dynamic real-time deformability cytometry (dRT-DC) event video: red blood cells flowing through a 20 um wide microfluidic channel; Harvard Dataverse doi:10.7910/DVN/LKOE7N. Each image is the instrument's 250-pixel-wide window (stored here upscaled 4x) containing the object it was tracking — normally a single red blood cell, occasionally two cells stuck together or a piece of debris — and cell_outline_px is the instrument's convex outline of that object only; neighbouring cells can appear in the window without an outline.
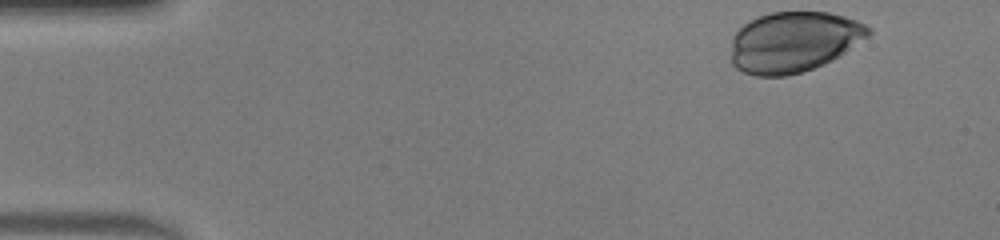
{"species": "human", "species_latin": "Homo sapiens", "temperature_condition": "warm", "stored_images_in_passage": 37, "camera_frame_rate_fps": 3000, "um_per_image_px": 0.085, "donor": {"sex": "male"}, "frame": {"image": 1, "passage_image": 1, "time_ms": 0.0, "image_size_px": [1000, 240], "cell_outline_px": [[872, 32], [868, 36], [840, 56], [824, 64], [800, 72], [784, 76], [756, 76], [744, 72], [736, 68], [732, 64], [732, 36], [744, 24], [756, 16], [772, 12], [828, 12], [844, 16], [856, 20], [872, 28]], "centroid_in_image_um": [67.47, 3.55], "position_along_channel_um": 17.5, "area_um2": 48.55}}
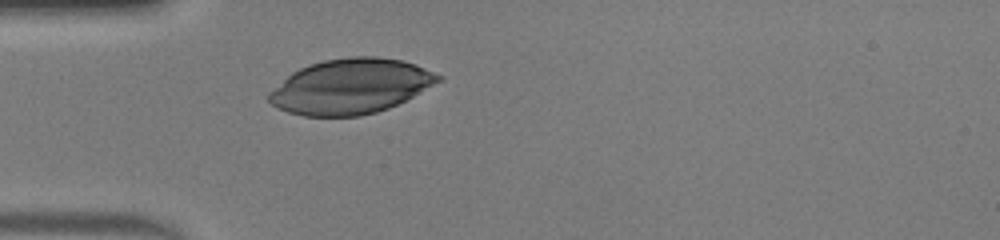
{"frame": {"image": 2, "passage_image": 11, "time_ms": 3.333, "image_size_px": [1000, 240], "cell_outline_px": [[444, 80], [388, 108], [376, 112], [360, 116], [304, 116], [288, 112], [276, 108], [268, 100], [268, 92], [292, 72], [308, 64], [324, 60], [348, 56], [376, 56], [400, 60], [416, 64], [444, 76]], "centroid_in_image_um": [29.8, 7.33], "position_along_channel_um": 55.2, "area_um2": 54.39}}
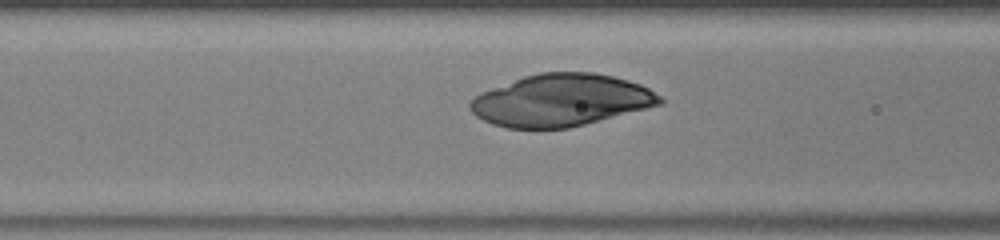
{"frame": {"image": 3, "passage_image": 16, "time_ms": 5.0, "image_size_px": [1000, 240], "cell_outline_px": [[664, 104], [568, 128], [508, 128], [492, 124], [476, 116], [468, 108], [468, 104], [480, 92], [524, 76], [540, 72], [592, 72], [612, 76], [628, 80], [640, 84], [648, 88], [660, 96], [664, 100]], "centroid_in_image_um": [47.69, 8.52], "position_along_channel_um": 118.9, "area_um2": 57.45}}